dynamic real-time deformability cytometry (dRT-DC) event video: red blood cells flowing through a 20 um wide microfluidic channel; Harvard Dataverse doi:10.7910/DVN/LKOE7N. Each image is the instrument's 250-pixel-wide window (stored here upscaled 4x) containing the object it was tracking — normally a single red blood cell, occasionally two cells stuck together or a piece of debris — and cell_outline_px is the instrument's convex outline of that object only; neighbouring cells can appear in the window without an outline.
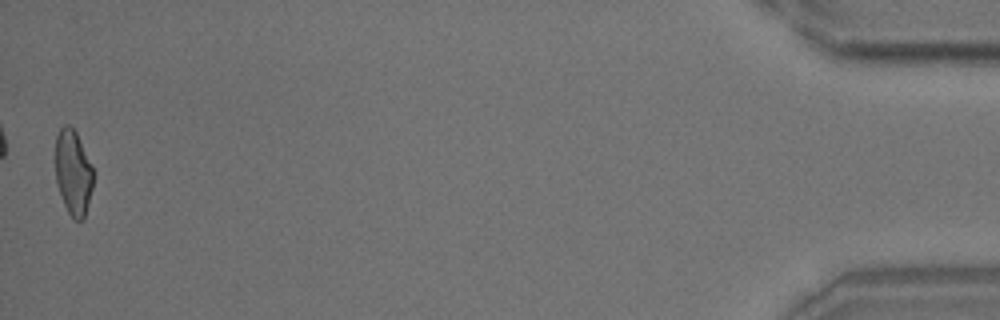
{"species": "common noctule bat (a hibernating species)", "species_latin": "Nyctalus noctula", "temperature_condition": "room temperature", "stored_images_in_passage": 52, "camera_frame_rate_fps": 3000, "um_per_image_px": 0.085, "animal": {"sex": "male", "body_mass_g": 18.8}, "frame": {"image": 1, "passage_image": 52, "time_ms": 17.0, "image_size_px": [1000, 320], "cell_outline_px": [[92, 188], [84, 220], [72, 220], [64, 204], [56, 180], [56, 136], [60, 128], [64, 124], [68, 124], [76, 132], [92, 164]], "centroid_in_image_um": [6.22, 14.67], "position_along_channel_um": 429.0, "area_um2": 18.67}, "authors_computed_cell_mechanics": {"area_um2": 19.5364, "velocity_mm_per_s": 3.7485, "shape_relaxation_time_tau1_ms": 6.8048, "shape_relaxation_time_tau2_ms": 1.2869, "deformation_change_tau1": 0.1604, "deformation_change_tau2": 0.0677}}